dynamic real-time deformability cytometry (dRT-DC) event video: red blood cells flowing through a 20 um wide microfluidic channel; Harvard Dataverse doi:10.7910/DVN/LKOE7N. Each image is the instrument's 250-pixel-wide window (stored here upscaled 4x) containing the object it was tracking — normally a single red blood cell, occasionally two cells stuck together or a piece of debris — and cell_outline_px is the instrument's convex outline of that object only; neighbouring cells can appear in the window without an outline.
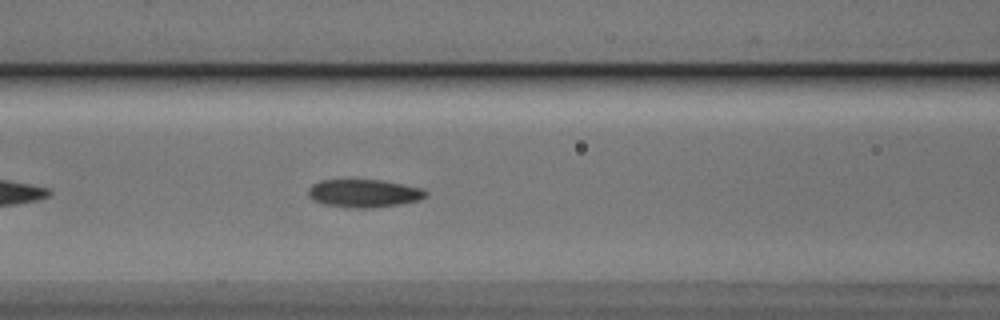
{"species": "Egyptian fruit bat (a non-hibernating species)", "species_latin": "Rousettus aegyptiacus", "temperature_condition": "cold", "stored_images_in_passage": 39, "camera_frame_rate_fps": 3000, "um_per_image_px": 0.085, "animal": {"sex": "male"}, "frame": {"image": 1, "passage_image": 9, "time_ms": 2.667, "image_size_px": [1000, 320], "cell_outline_px": [[428, 196], [420, 200], [400, 204], [372, 208], [352, 208], [324, 204], [312, 200], [308, 196], [308, 188], [312, 184], [320, 180], [380, 180], [404, 184], [424, 188], [428, 192]], "centroid_in_image_um": [30.96, 16.43], "position_along_channel_um": 135.6, "area_um2": 19.42}}
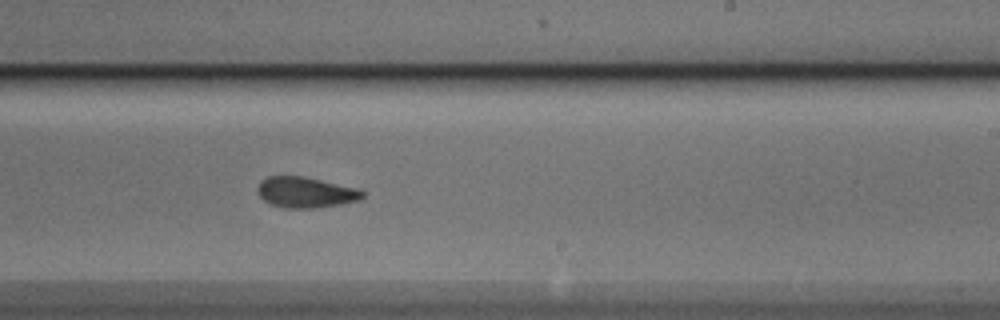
{"frame": {"image": 2, "passage_image": 19, "time_ms": 6.0, "image_size_px": [1000, 320], "cell_outline_px": [[364, 196], [360, 200], [340, 204], [316, 208], [284, 208], [272, 204], [264, 200], [256, 192], [256, 188], [260, 180], [268, 176], [304, 176], [356, 188], [364, 192]], "centroid_in_image_um": [25.94, 16.34], "position_along_channel_um": 263.1, "area_um2": 18.84}}
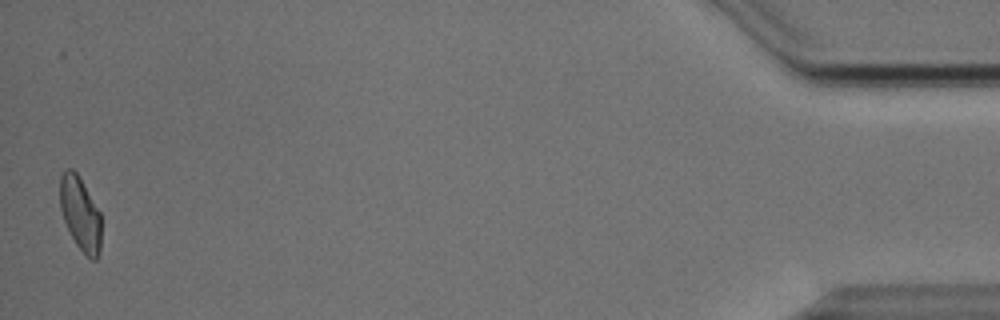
{"frame": {"image": 3, "passage_image": 39, "time_ms": 12.667, "image_size_px": [1000, 320], "cell_outline_px": [[100, 252], [96, 260], [92, 260], [76, 244], [64, 220], [60, 208], [60, 176], [64, 168], [72, 168], [76, 172], [100, 212]], "centroid_in_image_um": [6.81, 18.14], "position_along_channel_um": 428.4, "area_um2": 17.46}, "authors_computed_cell_mechanics": {"area_um2": 18.8428, "velocity_mm_per_s": 3.8294, "shape_relaxation_time_tau1_ms": 5.6381, "shape_relaxation_time_tau2_ms": 1.8056, "deformation_change_tau1": 0.1329, "deformation_change_tau2": 0.0818}}